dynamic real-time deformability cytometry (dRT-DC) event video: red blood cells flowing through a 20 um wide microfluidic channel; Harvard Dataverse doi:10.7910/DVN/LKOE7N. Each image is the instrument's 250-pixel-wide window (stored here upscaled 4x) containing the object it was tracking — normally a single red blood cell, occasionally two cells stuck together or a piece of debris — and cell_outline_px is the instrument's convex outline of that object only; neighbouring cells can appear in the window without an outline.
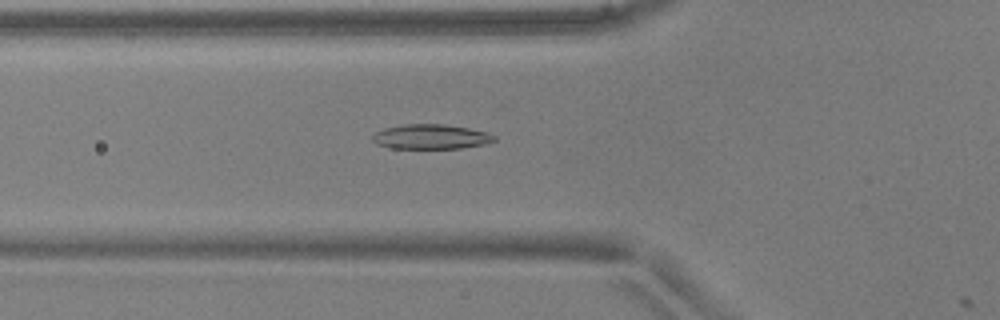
{"species": "common noctule bat (a hibernating species)", "species_latin": "Nyctalus noctula", "temperature_condition": "warm", "stored_images_in_passage": 4, "camera_frame_rate_fps": 3000, "um_per_image_px": 0.085, "animal": {"sex": "male", "body_mass_g": 17.9, "forearm_length_mm": 54.2}, "frame": {"image": 1, "passage_image": 3, "time_ms": 0.667, "image_size_px": [1000, 320], "cell_outline_px": [[496, 140], [488, 144], [460, 148], [392, 148], [376, 144], [372, 140], [372, 136], [376, 132], [384, 128], [404, 124], [444, 124], [468, 128], [488, 132], [496, 136]], "centroid_in_image_um": [36.65, 11.62], "position_along_channel_um": 89.1, "area_um2": 17.63}}